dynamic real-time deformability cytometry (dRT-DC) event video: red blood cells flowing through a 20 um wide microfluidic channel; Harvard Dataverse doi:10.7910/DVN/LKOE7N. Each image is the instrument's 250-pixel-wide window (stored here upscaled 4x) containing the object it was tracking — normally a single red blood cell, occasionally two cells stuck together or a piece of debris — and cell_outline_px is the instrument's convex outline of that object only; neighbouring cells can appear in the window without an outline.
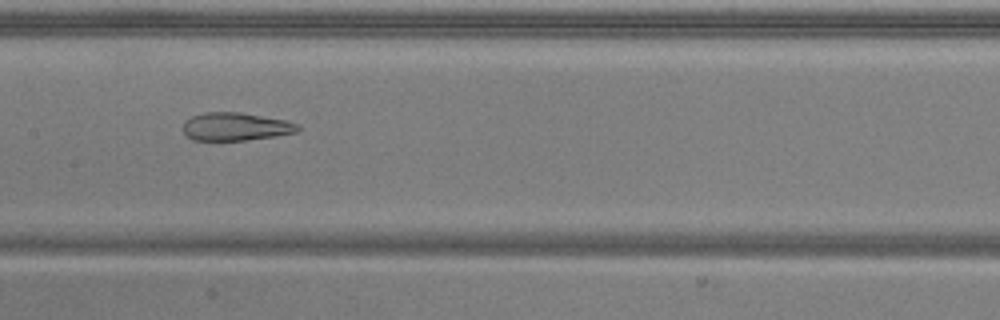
{"species": "common noctule bat (a hibernating species)", "species_latin": "Nyctalus noctula", "temperature_condition": "warm", "stored_images_in_passage": 35, "camera_frame_rate_fps": 3000, "um_per_image_px": 0.085, "animal": {"sex": "male", "body_mass_g": 20.5, "forearm_length_mm": 52.5}, "frame": {"image": 1, "passage_image": 11, "time_ms": 3.333, "image_size_px": [1000, 320], "cell_outline_px": [[300, 128], [296, 132], [276, 136], [244, 140], [192, 140], [184, 132], [184, 120], [192, 116], [204, 112], [240, 112], [284, 120], [300, 124]], "centroid_in_image_um": [20.03, 10.76], "position_along_channel_um": 187.4, "area_um2": 18.67}}
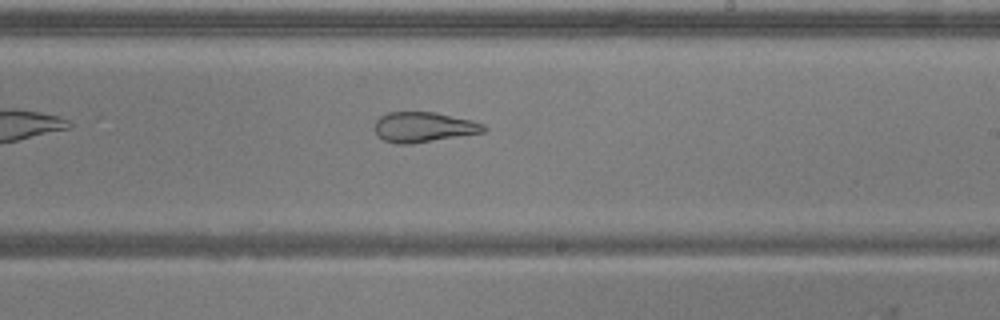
{"frame": {"image": 2, "passage_image": 16, "time_ms": 5.0, "image_size_px": [1000, 320], "cell_outline_px": [[488, 128], [484, 132], [408, 144], [396, 144], [384, 140], [376, 132], [376, 120], [380, 116], [388, 112], [436, 112], [472, 120], [484, 124]], "centroid_in_image_um": [36.03, 10.79], "position_along_channel_um": 253.0, "area_um2": 18.96}, "authors_computed_cell_mechanics": {"area_um2": 21.097, "velocity_mm_per_s": 3.9528, "shape_relaxation_time_tau1_ms": null, "shape_relaxation_time_tau2_ms": 1.3808, "deformation_change_tau1": null, "deformation_change_tau2": 0.0902}}